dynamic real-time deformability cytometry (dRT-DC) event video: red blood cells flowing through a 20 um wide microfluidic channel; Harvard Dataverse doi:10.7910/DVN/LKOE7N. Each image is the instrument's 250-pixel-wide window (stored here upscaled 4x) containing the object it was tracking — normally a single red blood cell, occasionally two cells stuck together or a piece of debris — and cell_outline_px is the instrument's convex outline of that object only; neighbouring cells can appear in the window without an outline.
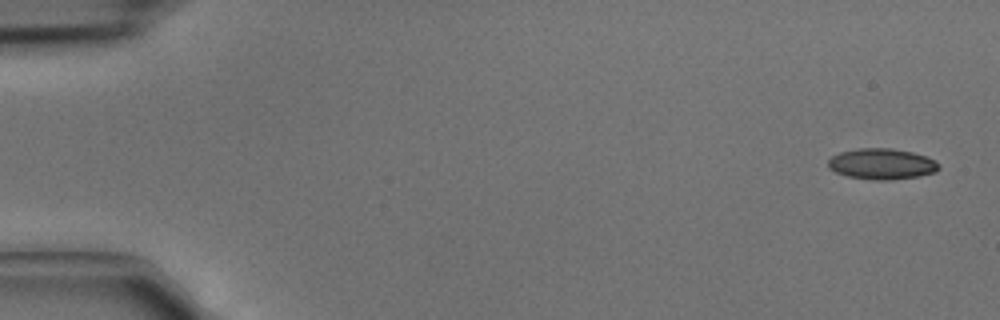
{"species": "common noctule bat (a hibernating species)", "species_latin": "Nyctalus noctula", "temperature_condition": "cold", "stored_images_in_passage": 4, "camera_frame_rate_fps": 3000, "um_per_image_px": 0.085, "animal": {"sex": "male", "body_mass_g": 15.6}, "frame": {"image": 1, "passage_image": 1, "time_ms": 0.0, "image_size_px": [1000, 320], "cell_outline_px": [[940, 168], [936, 172], [916, 176], [892, 180], [872, 180], [848, 176], [836, 172], [828, 168], [828, 160], [832, 156], [840, 152], [860, 148], [892, 148], [912, 152], [928, 156], [936, 160], [940, 164]], "centroid_in_image_um": [74.98, 13.93], "position_along_channel_um": 10.0, "area_um2": 20.06}}
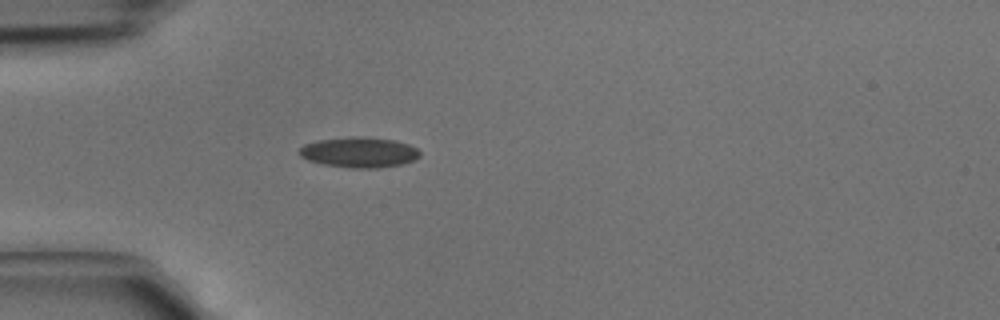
{"frame": {"image": 2, "passage_image": 4, "time_ms": 1.0, "image_size_px": [1000, 320], "cell_outline_px": [[420, 156], [416, 160], [400, 164], [380, 168], [352, 168], [324, 164], [308, 160], [300, 156], [296, 152], [304, 144], [316, 140], [352, 136], [364, 136], [396, 140], [408, 144], [416, 148], [420, 152]], "centroid_in_image_um": [30.52, 12.93], "position_along_channel_um": 54.5, "area_um2": 21.62}}